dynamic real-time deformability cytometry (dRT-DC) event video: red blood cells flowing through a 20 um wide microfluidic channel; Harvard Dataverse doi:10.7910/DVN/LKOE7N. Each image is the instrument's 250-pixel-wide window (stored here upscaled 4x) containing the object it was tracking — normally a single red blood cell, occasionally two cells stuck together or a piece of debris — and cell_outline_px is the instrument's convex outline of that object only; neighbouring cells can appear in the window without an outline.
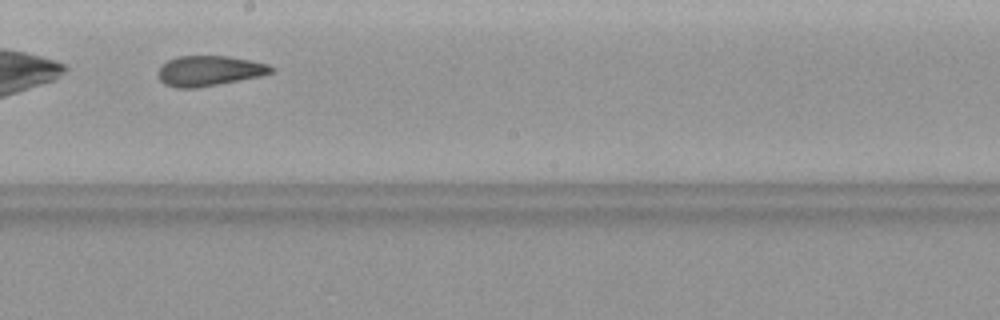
{"species": "common noctule bat (a hibernating species)", "species_latin": "Nyctalus noctula", "temperature_condition": "warm", "stored_images_in_passage": 19, "camera_frame_rate_fps": 3000, "um_per_image_px": 0.085, "animal": {"sex": "female", "body_mass_g": 19.9}, "frame": {"image": 1, "passage_image": 16, "time_ms": 5.0, "image_size_px": [1000, 320], "cell_outline_px": [[276, 72], [260, 76], [220, 84], [196, 88], [176, 88], [164, 84], [160, 80], [156, 72], [160, 64], [176, 56], [228, 56], [252, 60], [268, 64], [276, 68]], "centroid_in_image_um": [17.78, 6.02], "position_along_channel_um": 230.4, "area_um2": 20.35}}